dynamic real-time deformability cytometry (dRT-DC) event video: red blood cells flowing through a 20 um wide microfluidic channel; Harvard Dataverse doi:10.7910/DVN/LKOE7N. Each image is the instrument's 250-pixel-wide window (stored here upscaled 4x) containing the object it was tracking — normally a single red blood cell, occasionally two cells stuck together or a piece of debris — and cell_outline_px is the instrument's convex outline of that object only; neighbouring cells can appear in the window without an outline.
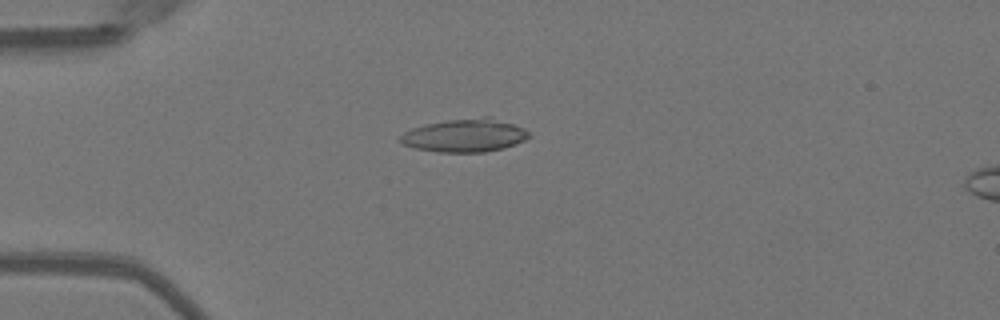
{"species": "Egyptian fruit bat (a non-hibernating species)", "species_latin": "Rousettus aegyptiacus", "temperature_condition": "warm", "stored_images_in_passage": 21, "camera_frame_rate_fps": 3000, "um_per_image_px": 0.085, "animal": {"sex": "female"}, "frame": {"image": 1, "passage_image": 2, "time_ms": 0.333, "image_size_px": [1000, 320], "cell_outline_px": [[532, 136], [516, 144], [504, 148], [484, 152], [440, 152], [416, 148], [404, 144], [400, 140], [400, 136], [404, 132], [412, 128], [424, 124], [448, 120], [484, 116], [492, 116], [524, 128]], "centroid_in_image_um": [39.55, 11.5], "position_along_channel_um": 45.4, "area_um2": 24.91}}
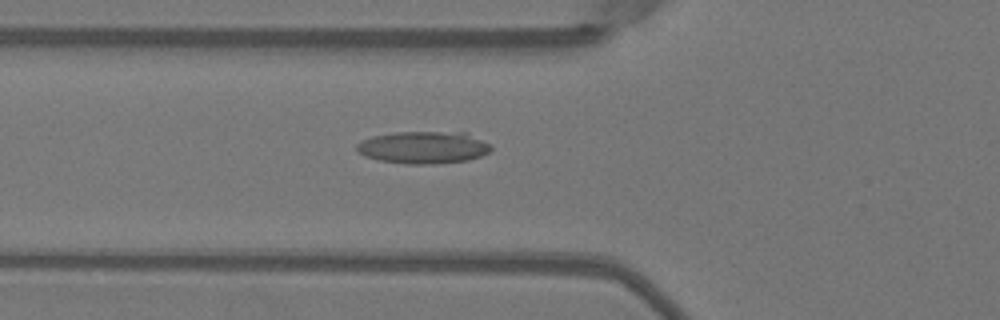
{"frame": {"image": 2, "passage_image": 7, "time_ms": 2.0, "image_size_px": [1000, 320], "cell_outline_px": [[492, 148], [488, 152], [480, 156], [468, 160], [436, 164], [408, 164], [376, 160], [364, 156], [356, 152], [356, 144], [372, 136], [396, 132], [468, 132], [492, 144]], "centroid_in_image_um": [36.0, 12.53], "position_along_channel_um": 89.8, "area_um2": 25.61}}
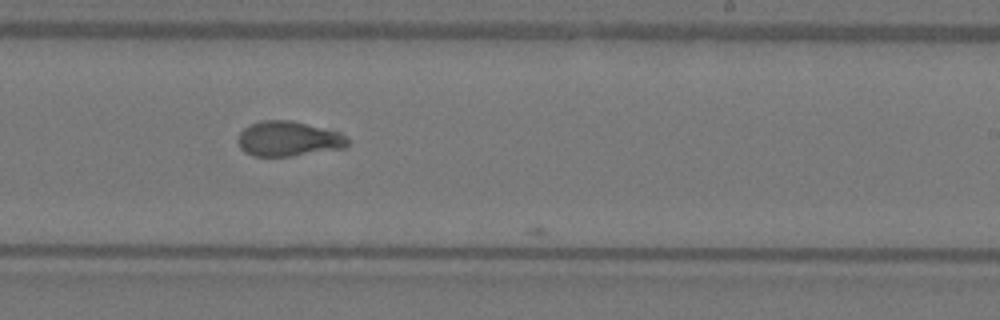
{"frame": {"image": 3, "passage_image": 20, "time_ms": 6.333, "image_size_px": [1000, 320], "cell_outline_px": [[348, 144], [344, 148], [292, 156], [252, 156], [244, 152], [240, 148], [236, 140], [240, 132], [248, 124], [260, 120], [292, 120], [340, 132], [348, 136]], "centroid_in_image_um": [24.49, 11.79], "position_along_channel_um": 264.5, "area_um2": 22.72}}